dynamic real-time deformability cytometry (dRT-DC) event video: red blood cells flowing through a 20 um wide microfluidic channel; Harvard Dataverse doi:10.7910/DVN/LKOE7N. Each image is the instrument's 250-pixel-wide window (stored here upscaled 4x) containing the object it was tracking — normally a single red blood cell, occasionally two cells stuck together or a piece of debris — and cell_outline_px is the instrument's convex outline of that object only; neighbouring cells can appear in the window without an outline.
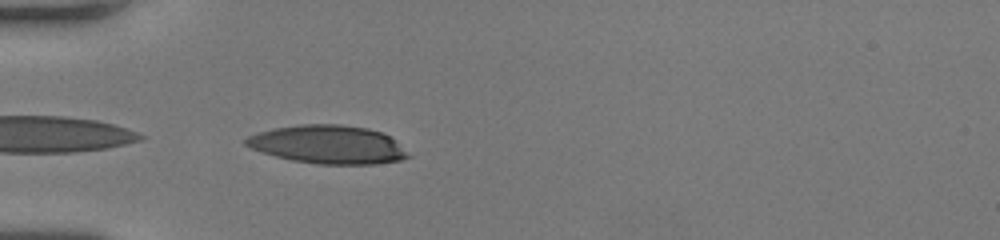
{"species": "human", "species_latin": "Homo sapiens", "temperature_condition": "room temperature", "stored_images_in_passage": 34, "camera_frame_rate_fps": 3000, "um_per_image_px": 0.085, "donor": {"sex": "female"}, "frame": {"image": 1, "passage_image": 1, "time_ms": 0.0, "image_size_px": [1000, 240], "cell_outline_px": [[412, 156], [400, 160], [376, 164], [316, 164], [292, 160], [276, 156], [252, 148], [244, 144], [244, 140], [248, 136], [272, 128], [300, 124], [340, 124], [368, 128], [380, 132], [388, 136]], "centroid_in_image_um": [27.87, 12.28], "position_along_channel_um": 57.1, "area_um2": 36.01}}
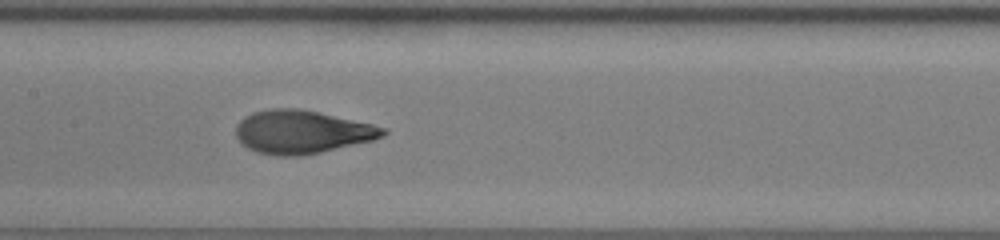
{"frame": {"image": 2, "passage_image": 11, "time_ms": 3.333, "image_size_px": [1000, 240], "cell_outline_px": [[388, 132], [384, 136], [372, 140], [320, 152], [300, 156], [280, 156], [256, 152], [248, 148], [236, 136], [236, 124], [244, 116], [252, 112], [268, 108], [300, 108], [372, 124], [388, 128]], "centroid_in_image_um": [25.65, 11.2], "position_along_channel_um": 181.8, "area_um2": 37.05}}
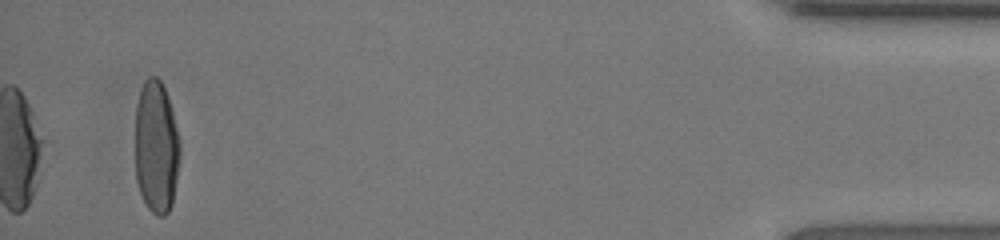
{"frame": {"image": 3, "passage_image": 34, "time_ms": 11.0, "image_size_px": [1000, 240], "cell_outline_px": [[180, 156], [172, 204], [168, 212], [164, 216], [156, 216], [148, 208], [140, 192], [136, 180], [136, 104], [140, 88], [144, 80], [148, 76], [156, 76], [160, 80], [164, 88], [172, 112], [180, 140]], "centroid_in_image_um": [13.28, 12.5], "position_along_channel_um": 421.9, "area_um2": 34.68}, "authors_computed_cell_mechanics": {"area_um2": 36.125, "velocity_mm_per_s": 4.0939, "shape_relaxation_time_tau1_ms": 4.5814, "shape_relaxation_time_tau2_ms": null, "deformation_change_tau1": 0.2394, "deformation_change_tau2": null}}